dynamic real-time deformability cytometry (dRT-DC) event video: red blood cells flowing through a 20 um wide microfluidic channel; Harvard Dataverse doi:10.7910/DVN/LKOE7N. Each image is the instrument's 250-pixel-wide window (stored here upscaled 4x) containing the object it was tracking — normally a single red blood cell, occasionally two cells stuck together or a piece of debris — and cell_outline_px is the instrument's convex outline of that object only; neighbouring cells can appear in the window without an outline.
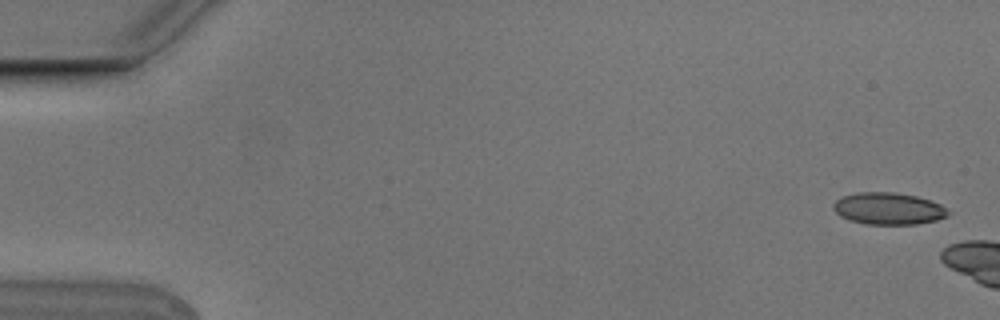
{"species": "Egyptian fruit bat (a non-hibernating species)", "species_latin": "Rousettus aegyptiacus", "temperature_condition": "cold", "stored_images_in_passage": 2, "camera_frame_rate_fps": 3000, "um_per_image_px": 0.085, "animal": {"sex": "male"}, "frame": {"image": 1, "passage_image": 1, "time_ms": 0.0, "image_size_px": [1000, 320], "cell_outline_px": [[952, 212], [948, 216], [936, 220], [916, 224], [864, 224], [848, 220], [840, 216], [832, 208], [832, 204], [836, 200], [844, 196], [856, 192], [896, 192], [916, 196], [940, 204]], "centroid_in_image_um": [75.5, 17.73], "position_along_channel_um": 9.5, "area_um2": 21.5}}